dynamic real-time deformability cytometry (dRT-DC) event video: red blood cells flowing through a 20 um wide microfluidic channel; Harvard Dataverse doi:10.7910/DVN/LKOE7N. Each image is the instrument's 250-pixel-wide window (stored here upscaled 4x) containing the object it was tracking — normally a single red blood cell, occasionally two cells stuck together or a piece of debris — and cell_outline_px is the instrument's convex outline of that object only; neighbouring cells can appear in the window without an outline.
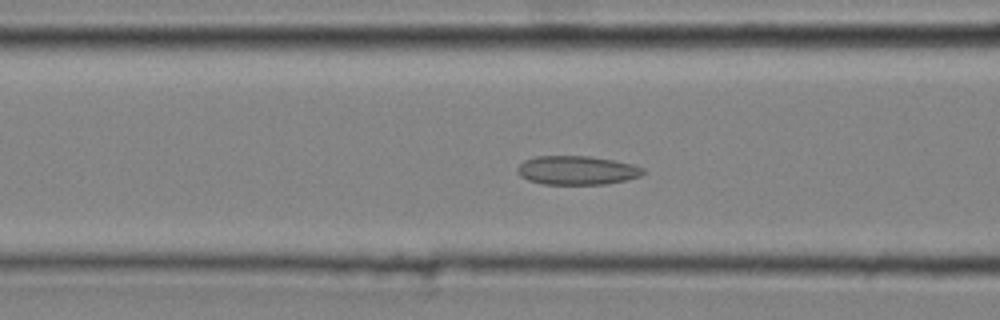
{"species": "common noctule bat (a hibernating species)", "species_latin": "Nyctalus noctula", "temperature_condition": "cold", "stored_images_in_passage": 36, "camera_frame_rate_fps": 3000, "um_per_image_px": 0.085, "animal": {"sex": "male", "body_mass_g": 20.4}, "frame": {"image": 1, "passage_image": 10, "time_ms": 3.0, "image_size_px": [1000, 320], "cell_outline_px": [[644, 172], [640, 176], [608, 184], [544, 184], [528, 180], [520, 176], [516, 172], [516, 168], [524, 160], [536, 156], [588, 156], [612, 160], [632, 164], [644, 168]], "centroid_in_image_um": [49.0, 14.47], "position_along_channel_um": 117.6, "area_um2": 21.1}}
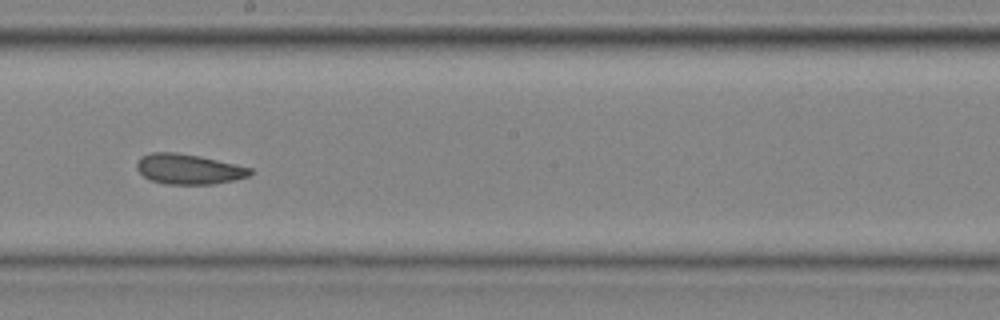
{"frame": {"image": 2, "passage_image": 18, "time_ms": 5.667, "image_size_px": [1000, 320], "cell_outline_px": [[256, 172], [248, 176], [236, 180], [212, 184], [164, 184], [152, 180], [144, 176], [136, 168], [136, 164], [140, 156], [152, 152], [176, 152], [200, 156], [252, 168]], "centroid_in_image_um": [16.05, 14.37], "position_along_channel_um": 232.1, "area_um2": 20.06}}
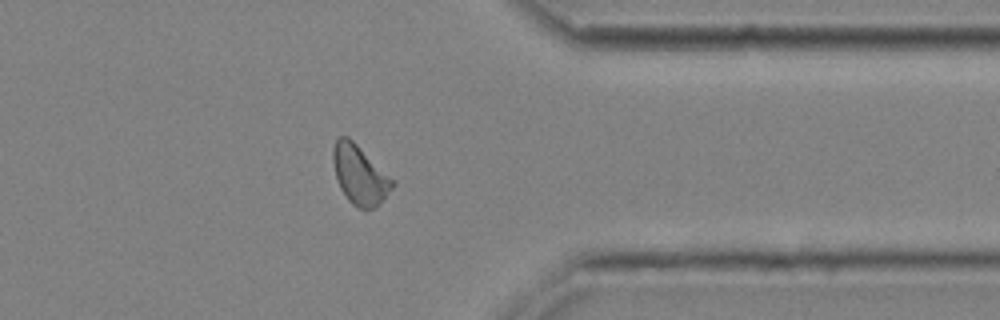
{"frame": {"image": 3, "passage_image": 29, "time_ms": 9.333, "image_size_px": [1000, 320], "cell_outline_px": [[396, 184], [372, 208], [360, 208], [352, 204], [348, 200], [340, 188], [336, 180], [332, 160], [332, 148], [336, 140], [340, 136], [348, 136]], "centroid_in_image_um": [30.5, 14.84], "position_along_channel_um": 380.9, "area_um2": 19.71}, "authors_computed_cell_mechanics": {"area_um2": 20.0566, "velocity_mm_per_s": 4.3025, "shape_relaxation_time_tau1_ms": null, "shape_relaxation_time_tau2_ms": 2.7677, "deformation_change_tau1": null, "deformation_change_tau2": 0.0881}}